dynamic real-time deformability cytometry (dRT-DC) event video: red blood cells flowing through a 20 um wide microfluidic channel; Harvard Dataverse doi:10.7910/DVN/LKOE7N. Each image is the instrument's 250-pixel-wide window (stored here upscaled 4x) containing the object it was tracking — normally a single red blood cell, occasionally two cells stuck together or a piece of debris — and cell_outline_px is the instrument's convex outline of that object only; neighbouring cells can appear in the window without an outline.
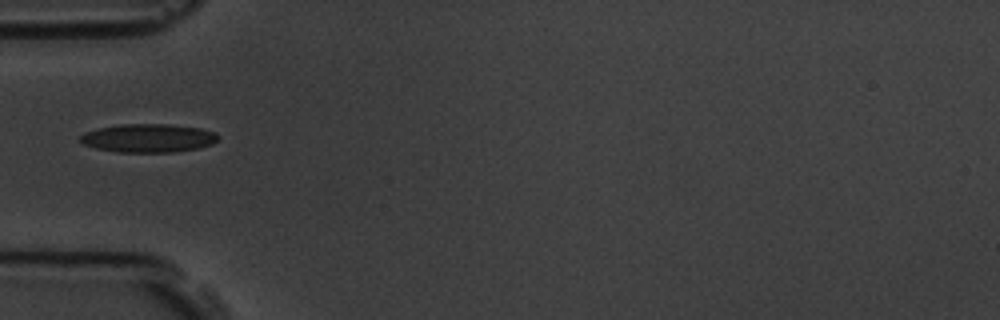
{"species": "common noctule bat (a hibernating species)", "species_latin": "Nyctalus noctula", "temperature_condition": "room temperature", "stored_images_in_passage": 5, "camera_frame_rate_fps": 3000, "um_per_image_px": 0.085, "animal": {"sex": "male", "body_mass_g": 19.5, "forearm_length_mm": 54.6}, "frame": {"image": 1, "passage_image": 5, "time_ms": 5.333, "image_size_px": [1000, 320], "cell_outline_px": [[216, 140], [212, 144], [196, 148], [172, 152], [116, 152], [96, 148], [84, 144], [80, 140], [80, 136], [84, 132], [96, 128], [120, 124], [168, 124], [200, 128], [212, 132], [216, 136]], "centroid_in_image_um": [12.53, 11.73], "position_along_channel_um": 72.5, "area_um2": 22.66}}